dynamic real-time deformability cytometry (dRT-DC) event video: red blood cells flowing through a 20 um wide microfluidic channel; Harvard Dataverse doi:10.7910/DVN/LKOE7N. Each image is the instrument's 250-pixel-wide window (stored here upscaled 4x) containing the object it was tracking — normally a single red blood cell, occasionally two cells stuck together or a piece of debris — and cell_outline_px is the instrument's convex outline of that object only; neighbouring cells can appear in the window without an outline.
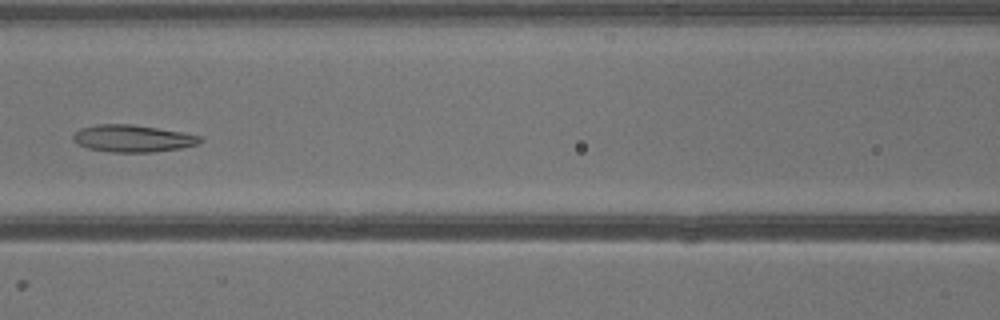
{"species": "common noctule bat (a hibernating species)", "species_latin": "Nyctalus noctula", "temperature_condition": "warm", "stored_images_in_passage": 40, "camera_frame_rate_fps": 3000, "um_per_image_px": 0.085, "animal": {"sex": "male", "body_mass_g": 13.3}, "frame": {"image": 1, "passage_image": 18, "time_ms": 5.667, "image_size_px": [1000, 320], "cell_outline_px": [[204, 140], [200, 144], [180, 148], [152, 152], [108, 152], [88, 148], [76, 144], [72, 140], [72, 136], [80, 128], [100, 124], [132, 124], [180, 132], [200, 136]], "centroid_in_image_um": [11.26, 11.77], "position_along_channel_um": 155.3, "area_um2": 20.06}}
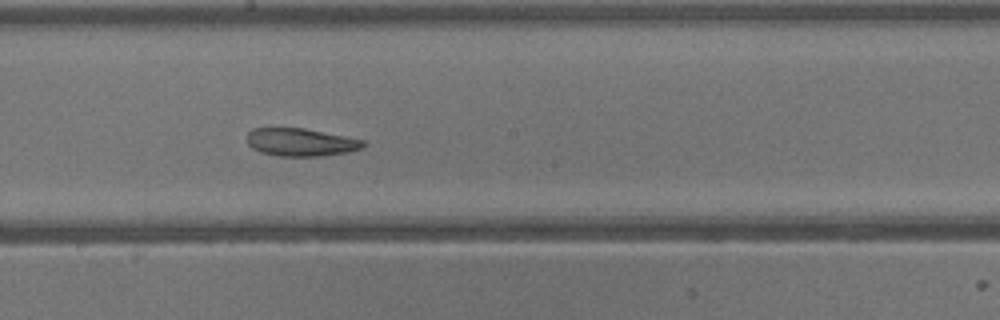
{"frame": {"image": 2, "passage_image": 22, "time_ms": 7.0, "image_size_px": [1000, 320], "cell_outline_px": [[368, 144], [360, 148], [348, 152], [320, 156], [276, 156], [260, 152], [252, 148], [248, 144], [248, 132], [252, 128], [304, 128], [364, 140]], "centroid_in_image_um": [25.56, 12.09], "position_along_channel_um": 222.6, "area_um2": 18.84}}
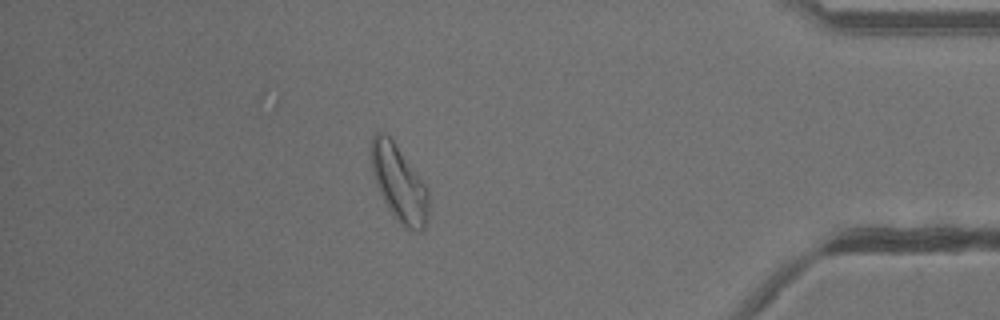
{"frame": {"image": 3, "passage_image": 35, "time_ms": 11.333, "image_size_px": [1000, 320], "cell_outline_px": [[428, 220], [424, 228], [420, 232], [412, 232], [400, 224], [392, 216], [376, 184], [372, 172], [372, 136], [376, 132], [384, 132], [392, 140], [428, 188]], "centroid_in_image_um": [33.94, 15.66], "position_along_channel_um": 401.3, "area_um2": 25.26}}